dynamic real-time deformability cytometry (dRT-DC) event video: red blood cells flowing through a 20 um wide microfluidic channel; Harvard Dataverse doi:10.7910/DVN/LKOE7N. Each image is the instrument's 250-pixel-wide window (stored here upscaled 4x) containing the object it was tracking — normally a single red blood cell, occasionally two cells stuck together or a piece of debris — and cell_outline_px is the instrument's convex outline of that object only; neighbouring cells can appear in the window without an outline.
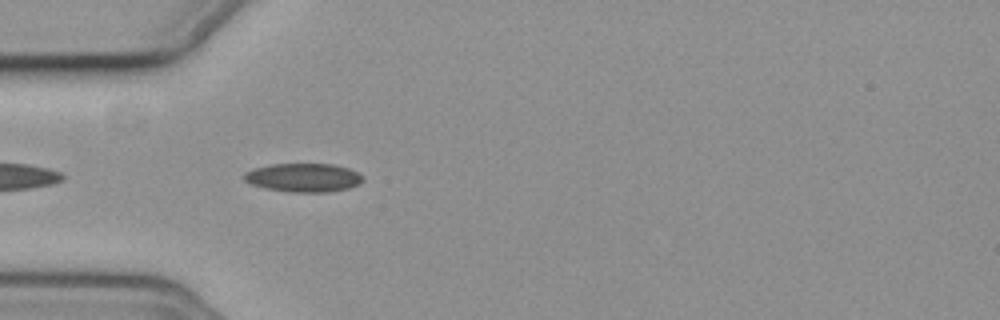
{"species": "common noctule bat (a hibernating species)", "species_latin": "Nyctalus noctula", "temperature_condition": "cold", "stored_images_in_passage": 13, "camera_frame_rate_fps": 3000, "um_per_image_px": 0.085, "animal": {"sex": "female", "body_mass_g": 19.3, "forearm_length_mm": 54.1}, "frame": {"image": 1, "passage_image": 3, "time_ms": 0.667, "image_size_px": [1000, 320], "cell_outline_px": [[364, 180], [360, 184], [348, 188], [328, 192], [288, 192], [264, 188], [252, 184], [244, 180], [244, 172], [252, 168], [272, 164], [332, 164], [348, 168], [364, 176]], "centroid_in_image_um": [25.79, 15.1], "position_along_channel_um": 59.2, "area_um2": 19.94}}